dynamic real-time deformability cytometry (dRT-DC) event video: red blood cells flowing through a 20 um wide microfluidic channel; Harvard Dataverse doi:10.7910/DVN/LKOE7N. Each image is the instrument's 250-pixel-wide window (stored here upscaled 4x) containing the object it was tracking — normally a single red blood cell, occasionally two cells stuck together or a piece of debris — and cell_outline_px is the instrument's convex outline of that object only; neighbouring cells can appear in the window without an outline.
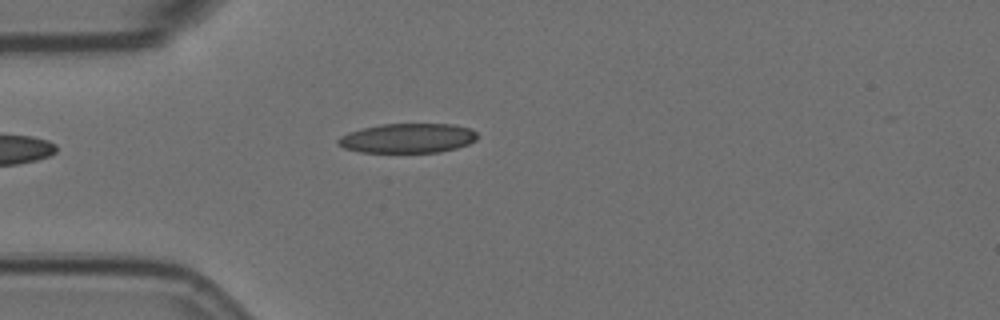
{"species": "Egyptian fruit bat (a non-hibernating species)", "species_latin": "Rousettus aegyptiacus", "temperature_condition": "room temperature", "stored_images_in_passage": 5, "camera_frame_rate_fps": 3000, "um_per_image_px": 0.085, "animal": {"sex": "female"}, "frame": {"image": 1, "passage_image": 5, "time_ms": 1.333, "image_size_px": [1000, 320], "cell_outline_px": [[476, 140], [468, 144], [456, 148], [440, 152], [360, 152], [344, 148], [336, 144], [336, 140], [340, 136], [348, 132], [380, 124], [452, 124], [472, 128], [476, 132]], "centroid_in_image_um": [34.64, 11.74], "position_along_channel_um": 50.4, "area_um2": 24.04}}